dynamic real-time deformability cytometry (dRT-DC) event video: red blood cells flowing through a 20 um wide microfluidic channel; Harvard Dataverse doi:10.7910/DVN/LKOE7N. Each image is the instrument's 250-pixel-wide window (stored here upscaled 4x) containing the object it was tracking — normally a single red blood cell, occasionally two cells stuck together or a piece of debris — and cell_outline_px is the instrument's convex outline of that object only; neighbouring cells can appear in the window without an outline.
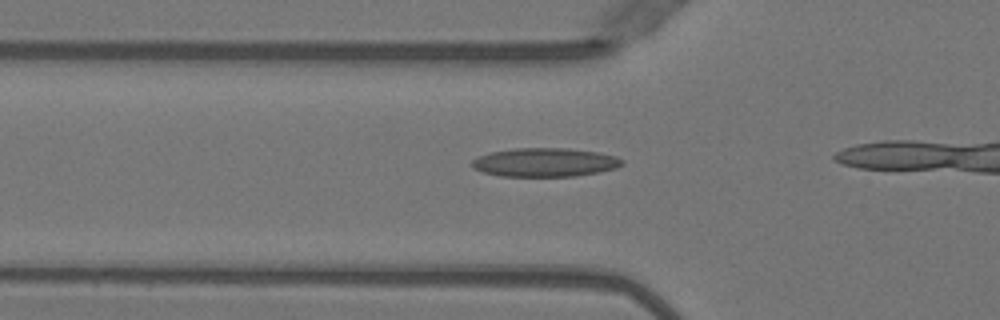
{"species": "Egyptian fruit bat (a non-hibernating species)", "species_latin": "Rousettus aegyptiacus", "temperature_condition": "warm", "stored_images_in_passage": 9, "camera_frame_rate_fps": 3000, "um_per_image_px": 0.085, "animal": {"sex": "female"}, "frame": {"image": 1, "passage_image": 4, "time_ms": 1.0, "image_size_px": [1000, 320], "cell_outline_px": [[624, 164], [616, 168], [576, 176], [500, 176], [484, 172], [472, 168], [472, 160], [488, 152], [516, 148], [568, 148], [596, 152], [616, 156], [624, 160]], "centroid_in_image_um": [46.31, 13.79], "position_along_channel_um": 79.5, "area_um2": 25.09}}
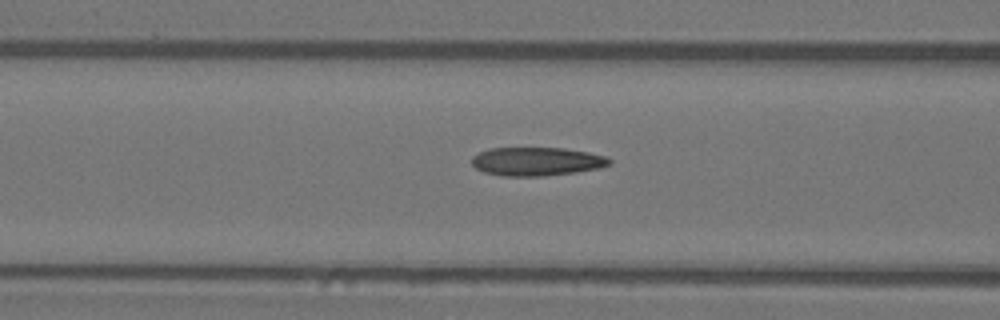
{"frame": {"image": 2, "passage_image": 7, "time_ms": 2.0, "image_size_px": [1000, 320], "cell_outline_px": [[612, 164], [600, 168], [576, 172], [544, 176], [500, 176], [484, 172], [476, 168], [472, 164], [472, 156], [488, 148], [564, 148], [588, 152], [608, 156], [612, 160]], "centroid_in_image_um": [45.65, 13.72], "position_along_channel_um": 121.0, "area_um2": 23.12}}